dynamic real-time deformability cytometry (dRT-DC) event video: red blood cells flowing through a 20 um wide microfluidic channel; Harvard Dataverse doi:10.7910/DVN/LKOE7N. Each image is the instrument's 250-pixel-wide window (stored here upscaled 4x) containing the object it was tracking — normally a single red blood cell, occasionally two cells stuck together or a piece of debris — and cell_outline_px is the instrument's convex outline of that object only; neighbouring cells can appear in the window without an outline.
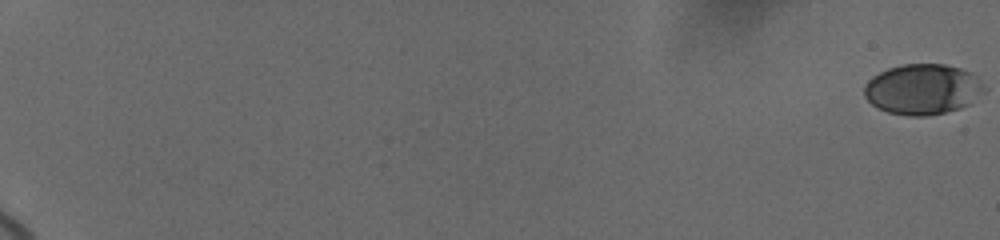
{"species": "human", "species_latin": "Homo sapiens", "temperature_condition": "cold", "stored_images_in_passage": 50, "camera_frame_rate_fps": 3000, "um_per_image_px": 0.085, "donor": {"sex": "female"}, "frame": {"image": 1, "passage_image": 1, "time_ms": 0.0, "image_size_px": [1000, 240], "cell_outline_px": [[968, 104], [960, 108], [928, 116], [908, 116], [888, 112], [872, 104], [864, 96], [864, 88], [868, 80], [872, 76], [888, 68], [904, 64], [944, 64], [960, 68], [968, 72]], "centroid_in_image_um": [78.09, 7.6], "position_along_channel_um": 6.9, "area_um2": 32.71}}
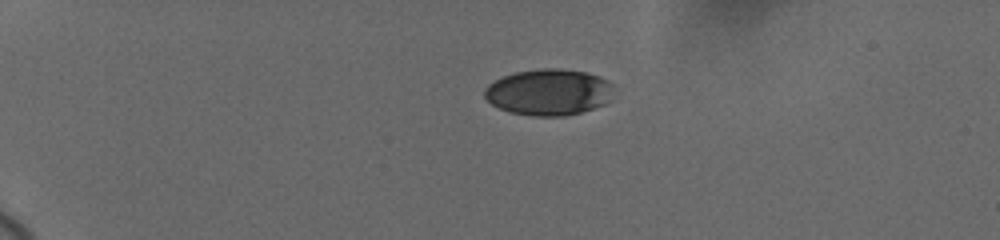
{"frame": {"image": 2, "passage_image": 25, "time_ms": 5.333, "image_size_px": [1000, 240], "cell_outline_px": [[612, 84], [608, 100], [604, 104], [580, 112], [564, 116], [532, 116], [508, 112], [492, 104], [484, 96], [484, 88], [488, 84], [504, 76], [516, 72], [544, 68], [560, 68], [588, 72], [600, 76], [608, 80]], "centroid_in_image_um": [46.62, 7.83], "position_along_channel_um": 38.4, "area_um2": 34.74}}
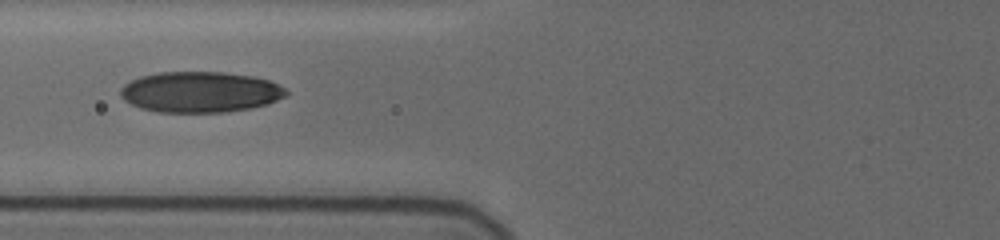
{"frame": {"image": 3, "passage_image": 49, "time_ms": 9.333, "image_size_px": [1000, 240], "cell_outline_px": [[288, 96], [268, 104], [252, 108], [224, 112], [156, 112], [140, 108], [124, 100], [120, 96], [120, 88], [124, 84], [140, 76], [156, 72], [224, 72], [252, 76], [268, 80], [284, 88], [288, 92]], "centroid_in_image_um": [17.01, 7.82], "position_along_channel_um": 108.8, "area_um2": 39.59}}